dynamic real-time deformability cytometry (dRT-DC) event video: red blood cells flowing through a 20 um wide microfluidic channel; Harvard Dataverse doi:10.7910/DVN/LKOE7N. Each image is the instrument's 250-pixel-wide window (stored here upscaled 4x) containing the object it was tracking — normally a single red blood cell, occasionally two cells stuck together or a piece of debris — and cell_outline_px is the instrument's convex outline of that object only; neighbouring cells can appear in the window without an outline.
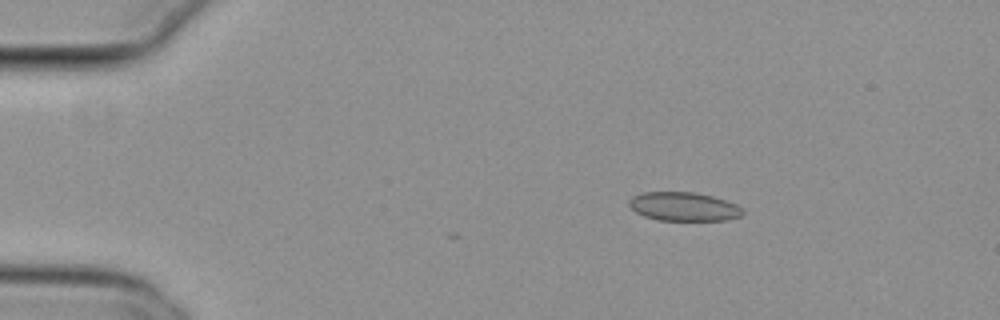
{"species": "common noctule bat (a hibernating species)", "species_latin": "Nyctalus noctula", "temperature_condition": "cold", "stored_images_in_passage": 2, "camera_frame_rate_fps": 3000, "um_per_image_px": 0.085, "animal": {"sex": "female", "body_mass_g": 29.2, "forearm_length_mm": 56.3}, "frame": {"image": 1, "passage_image": 2, "time_ms": 0.333, "image_size_px": [1000, 320], "cell_outline_px": [[744, 212], [740, 216], [728, 220], [656, 220], [644, 216], [636, 212], [628, 204], [628, 200], [632, 196], [644, 192], [696, 192], [712, 196], [736, 204], [744, 208]], "centroid_in_image_um": [58.12, 17.56], "position_along_channel_um": 26.9, "area_um2": 19.13}}